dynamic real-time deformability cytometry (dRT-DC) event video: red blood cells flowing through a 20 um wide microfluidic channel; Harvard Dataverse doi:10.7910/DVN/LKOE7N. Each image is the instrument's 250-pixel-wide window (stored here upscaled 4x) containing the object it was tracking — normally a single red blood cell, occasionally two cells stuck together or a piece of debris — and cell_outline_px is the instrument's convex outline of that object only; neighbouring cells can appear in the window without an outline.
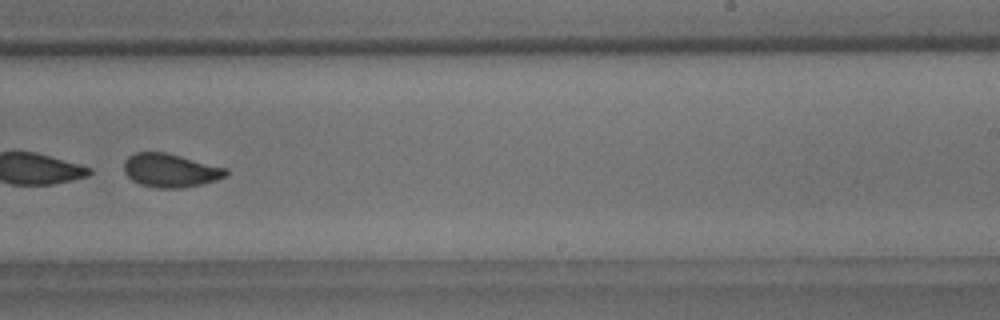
{"species": "common noctule bat (a hibernating species)", "species_latin": "Nyctalus noctula", "temperature_condition": "room temperature", "stored_images_in_passage": 43, "camera_frame_rate_fps": 3000, "um_per_image_px": 0.085, "animal": {"sex": "male", "body_mass_g": 18.8}, "frame": {"image": 1, "passage_image": 25, "time_ms": 8.0, "image_size_px": [1000, 320], "cell_outline_px": [[228, 172], [224, 176], [216, 180], [184, 188], [156, 188], [140, 184], [132, 180], [124, 172], [124, 160], [128, 156], [136, 152], [164, 152], [228, 168]], "centroid_in_image_um": [14.46, 14.48], "position_along_channel_um": 274.5, "area_um2": 19.88}, "authors_computed_cell_mechanics": {"area_um2": 20.3456, "velocity_mm_per_s": 3.6097, "shape_relaxation_time_tau1_ms": 1.5728, "shape_relaxation_time_tau2_ms": 1.1057, "deformation_change_tau1": 0.2514, "deformation_change_tau2": 0.0677}}